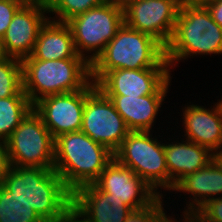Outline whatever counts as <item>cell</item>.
<instances>
[{
  "mask_svg": "<svg viewBox=\"0 0 222 222\" xmlns=\"http://www.w3.org/2000/svg\"><path fill=\"white\" fill-rule=\"evenodd\" d=\"M2 186L43 222L59 219L72 208L73 193L54 169L9 166Z\"/></svg>",
  "mask_w": 222,
  "mask_h": 222,
  "instance_id": "6da1fadb",
  "label": "cell"
},
{
  "mask_svg": "<svg viewBox=\"0 0 222 222\" xmlns=\"http://www.w3.org/2000/svg\"><path fill=\"white\" fill-rule=\"evenodd\" d=\"M113 158L114 154L106 146L81 130L55 138L54 170L72 193L93 184Z\"/></svg>",
  "mask_w": 222,
  "mask_h": 222,
  "instance_id": "7a4b0ae2",
  "label": "cell"
},
{
  "mask_svg": "<svg viewBox=\"0 0 222 222\" xmlns=\"http://www.w3.org/2000/svg\"><path fill=\"white\" fill-rule=\"evenodd\" d=\"M169 68L165 47L154 37L134 30L125 23L91 64L95 84L116 69Z\"/></svg>",
  "mask_w": 222,
  "mask_h": 222,
  "instance_id": "3957f363",
  "label": "cell"
},
{
  "mask_svg": "<svg viewBox=\"0 0 222 222\" xmlns=\"http://www.w3.org/2000/svg\"><path fill=\"white\" fill-rule=\"evenodd\" d=\"M23 91L32 104L43 97L84 89L91 82V64L84 58L22 60Z\"/></svg>",
  "mask_w": 222,
  "mask_h": 222,
  "instance_id": "277c9868",
  "label": "cell"
},
{
  "mask_svg": "<svg viewBox=\"0 0 222 222\" xmlns=\"http://www.w3.org/2000/svg\"><path fill=\"white\" fill-rule=\"evenodd\" d=\"M198 54H222V27L206 7L180 5L165 59L172 68L179 60Z\"/></svg>",
  "mask_w": 222,
  "mask_h": 222,
  "instance_id": "5b68a950",
  "label": "cell"
},
{
  "mask_svg": "<svg viewBox=\"0 0 222 222\" xmlns=\"http://www.w3.org/2000/svg\"><path fill=\"white\" fill-rule=\"evenodd\" d=\"M66 23L78 55L92 64L124 24V10L115 1H105Z\"/></svg>",
  "mask_w": 222,
  "mask_h": 222,
  "instance_id": "8992f818",
  "label": "cell"
},
{
  "mask_svg": "<svg viewBox=\"0 0 222 222\" xmlns=\"http://www.w3.org/2000/svg\"><path fill=\"white\" fill-rule=\"evenodd\" d=\"M113 154L118 163L132 169L156 192L158 188L168 190L164 143L152 138L150 131H130Z\"/></svg>",
  "mask_w": 222,
  "mask_h": 222,
  "instance_id": "52a82bcc",
  "label": "cell"
},
{
  "mask_svg": "<svg viewBox=\"0 0 222 222\" xmlns=\"http://www.w3.org/2000/svg\"><path fill=\"white\" fill-rule=\"evenodd\" d=\"M9 166L54 169L55 139L32 109L4 142Z\"/></svg>",
  "mask_w": 222,
  "mask_h": 222,
  "instance_id": "ba28073f",
  "label": "cell"
},
{
  "mask_svg": "<svg viewBox=\"0 0 222 222\" xmlns=\"http://www.w3.org/2000/svg\"><path fill=\"white\" fill-rule=\"evenodd\" d=\"M81 131L112 153L130 132L113 102L98 88L85 100Z\"/></svg>",
  "mask_w": 222,
  "mask_h": 222,
  "instance_id": "9c48e42d",
  "label": "cell"
},
{
  "mask_svg": "<svg viewBox=\"0 0 222 222\" xmlns=\"http://www.w3.org/2000/svg\"><path fill=\"white\" fill-rule=\"evenodd\" d=\"M96 88L91 81L84 89L46 96L35 102L33 109L54 139L64 133L80 131L85 100Z\"/></svg>",
  "mask_w": 222,
  "mask_h": 222,
  "instance_id": "30bf717a",
  "label": "cell"
},
{
  "mask_svg": "<svg viewBox=\"0 0 222 222\" xmlns=\"http://www.w3.org/2000/svg\"><path fill=\"white\" fill-rule=\"evenodd\" d=\"M179 7V0L138 1L124 9V23L166 47L175 29Z\"/></svg>",
  "mask_w": 222,
  "mask_h": 222,
  "instance_id": "8fae6325",
  "label": "cell"
},
{
  "mask_svg": "<svg viewBox=\"0 0 222 222\" xmlns=\"http://www.w3.org/2000/svg\"><path fill=\"white\" fill-rule=\"evenodd\" d=\"M94 184L102 191L121 199L132 210L150 205L159 195L132 169L118 163L114 158L101 172Z\"/></svg>",
  "mask_w": 222,
  "mask_h": 222,
  "instance_id": "7c38bea8",
  "label": "cell"
},
{
  "mask_svg": "<svg viewBox=\"0 0 222 222\" xmlns=\"http://www.w3.org/2000/svg\"><path fill=\"white\" fill-rule=\"evenodd\" d=\"M170 76V68L116 69L108 71L96 87L104 95L140 97L153 94Z\"/></svg>",
  "mask_w": 222,
  "mask_h": 222,
  "instance_id": "4fadbf2b",
  "label": "cell"
},
{
  "mask_svg": "<svg viewBox=\"0 0 222 222\" xmlns=\"http://www.w3.org/2000/svg\"><path fill=\"white\" fill-rule=\"evenodd\" d=\"M47 13V8L37 5H22L19 8L2 37L9 57L22 61L32 54L40 29L49 19L45 16Z\"/></svg>",
  "mask_w": 222,
  "mask_h": 222,
  "instance_id": "5bb4252c",
  "label": "cell"
},
{
  "mask_svg": "<svg viewBox=\"0 0 222 222\" xmlns=\"http://www.w3.org/2000/svg\"><path fill=\"white\" fill-rule=\"evenodd\" d=\"M72 207L86 222H125L132 209L94 183L73 193Z\"/></svg>",
  "mask_w": 222,
  "mask_h": 222,
  "instance_id": "9a60e30c",
  "label": "cell"
},
{
  "mask_svg": "<svg viewBox=\"0 0 222 222\" xmlns=\"http://www.w3.org/2000/svg\"><path fill=\"white\" fill-rule=\"evenodd\" d=\"M183 126L186 140L208 148L216 154L222 149V103L211 110L194 104L184 106Z\"/></svg>",
  "mask_w": 222,
  "mask_h": 222,
  "instance_id": "2e32d148",
  "label": "cell"
},
{
  "mask_svg": "<svg viewBox=\"0 0 222 222\" xmlns=\"http://www.w3.org/2000/svg\"><path fill=\"white\" fill-rule=\"evenodd\" d=\"M171 76L151 95L129 97L123 95H105L116 111L122 116L130 131H150L158 110L162 107L168 93Z\"/></svg>",
  "mask_w": 222,
  "mask_h": 222,
  "instance_id": "e0dca14e",
  "label": "cell"
},
{
  "mask_svg": "<svg viewBox=\"0 0 222 222\" xmlns=\"http://www.w3.org/2000/svg\"><path fill=\"white\" fill-rule=\"evenodd\" d=\"M171 191L191 193L183 214L196 213L209 200L222 197V165L213 158L205 167L182 178Z\"/></svg>",
  "mask_w": 222,
  "mask_h": 222,
  "instance_id": "ac0fdd59",
  "label": "cell"
},
{
  "mask_svg": "<svg viewBox=\"0 0 222 222\" xmlns=\"http://www.w3.org/2000/svg\"><path fill=\"white\" fill-rule=\"evenodd\" d=\"M166 164L168 168V190L185 176L205 167L215 154L208 148L189 140L164 143Z\"/></svg>",
  "mask_w": 222,
  "mask_h": 222,
  "instance_id": "d6986e66",
  "label": "cell"
},
{
  "mask_svg": "<svg viewBox=\"0 0 222 222\" xmlns=\"http://www.w3.org/2000/svg\"><path fill=\"white\" fill-rule=\"evenodd\" d=\"M65 58H82L77 53L71 29L66 22L48 19L40 29L32 54L25 59Z\"/></svg>",
  "mask_w": 222,
  "mask_h": 222,
  "instance_id": "ffe728a7",
  "label": "cell"
},
{
  "mask_svg": "<svg viewBox=\"0 0 222 222\" xmlns=\"http://www.w3.org/2000/svg\"><path fill=\"white\" fill-rule=\"evenodd\" d=\"M33 104L23 91L14 96L0 98V142H5L27 114Z\"/></svg>",
  "mask_w": 222,
  "mask_h": 222,
  "instance_id": "44dd1931",
  "label": "cell"
},
{
  "mask_svg": "<svg viewBox=\"0 0 222 222\" xmlns=\"http://www.w3.org/2000/svg\"><path fill=\"white\" fill-rule=\"evenodd\" d=\"M0 222H43L31 206L0 185Z\"/></svg>",
  "mask_w": 222,
  "mask_h": 222,
  "instance_id": "7402d4cb",
  "label": "cell"
},
{
  "mask_svg": "<svg viewBox=\"0 0 222 222\" xmlns=\"http://www.w3.org/2000/svg\"><path fill=\"white\" fill-rule=\"evenodd\" d=\"M22 88V61L9 57L0 63V98L14 96Z\"/></svg>",
  "mask_w": 222,
  "mask_h": 222,
  "instance_id": "603a6c76",
  "label": "cell"
},
{
  "mask_svg": "<svg viewBox=\"0 0 222 222\" xmlns=\"http://www.w3.org/2000/svg\"><path fill=\"white\" fill-rule=\"evenodd\" d=\"M106 0H51L47 8L48 13L55 14L49 17L54 21L67 22L71 18L101 5Z\"/></svg>",
  "mask_w": 222,
  "mask_h": 222,
  "instance_id": "cb8c5ba5",
  "label": "cell"
},
{
  "mask_svg": "<svg viewBox=\"0 0 222 222\" xmlns=\"http://www.w3.org/2000/svg\"><path fill=\"white\" fill-rule=\"evenodd\" d=\"M162 198L163 195H159L147 207L132 210L125 222H167L168 215L164 211Z\"/></svg>",
  "mask_w": 222,
  "mask_h": 222,
  "instance_id": "d4e9b609",
  "label": "cell"
},
{
  "mask_svg": "<svg viewBox=\"0 0 222 222\" xmlns=\"http://www.w3.org/2000/svg\"><path fill=\"white\" fill-rule=\"evenodd\" d=\"M196 214L204 222H222V197L209 200Z\"/></svg>",
  "mask_w": 222,
  "mask_h": 222,
  "instance_id": "484cf974",
  "label": "cell"
},
{
  "mask_svg": "<svg viewBox=\"0 0 222 222\" xmlns=\"http://www.w3.org/2000/svg\"><path fill=\"white\" fill-rule=\"evenodd\" d=\"M21 6L17 0H0V38L5 35L13 16Z\"/></svg>",
  "mask_w": 222,
  "mask_h": 222,
  "instance_id": "4316f807",
  "label": "cell"
},
{
  "mask_svg": "<svg viewBox=\"0 0 222 222\" xmlns=\"http://www.w3.org/2000/svg\"><path fill=\"white\" fill-rule=\"evenodd\" d=\"M212 19L222 27V0H216L215 2L206 6Z\"/></svg>",
  "mask_w": 222,
  "mask_h": 222,
  "instance_id": "83f0119b",
  "label": "cell"
},
{
  "mask_svg": "<svg viewBox=\"0 0 222 222\" xmlns=\"http://www.w3.org/2000/svg\"><path fill=\"white\" fill-rule=\"evenodd\" d=\"M7 154L5 150V145L3 142H0V185L4 179L5 173L8 169Z\"/></svg>",
  "mask_w": 222,
  "mask_h": 222,
  "instance_id": "f1b7e54d",
  "label": "cell"
},
{
  "mask_svg": "<svg viewBox=\"0 0 222 222\" xmlns=\"http://www.w3.org/2000/svg\"><path fill=\"white\" fill-rule=\"evenodd\" d=\"M52 222H86L72 207L63 217Z\"/></svg>",
  "mask_w": 222,
  "mask_h": 222,
  "instance_id": "f546056e",
  "label": "cell"
},
{
  "mask_svg": "<svg viewBox=\"0 0 222 222\" xmlns=\"http://www.w3.org/2000/svg\"><path fill=\"white\" fill-rule=\"evenodd\" d=\"M216 0H179L180 5L193 7H206Z\"/></svg>",
  "mask_w": 222,
  "mask_h": 222,
  "instance_id": "4dcf8cb0",
  "label": "cell"
},
{
  "mask_svg": "<svg viewBox=\"0 0 222 222\" xmlns=\"http://www.w3.org/2000/svg\"><path fill=\"white\" fill-rule=\"evenodd\" d=\"M183 216L184 222H204L196 213H184ZM167 222H177V220L169 216Z\"/></svg>",
  "mask_w": 222,
  "mask_h": 222,
  "instance_id": "1f68e13d",
  "label": "cell"
},
{
  "mask_svg": "<svg viewBox=\"0 0 222 222\" xmlns=\"http://www.w3.org/2000/svg\"><path fill=\"white\" fill-rule=\"evenodd\" d=\"M22 5H37L40 7L48 8L51 0H17Z\"/></svg>",
  "mask_w": 222,
  "mask_h": 222,
  "instance_id": "d6a6232c",
  "label": "cell"
},
{
  "mask_svg": "<svg viewBox=\"0 0 222 222\" xmlns=\"http://www.w3.org/2000/svg\"><path fill=\"white\" fill-rule=\"evenodd\" d=\"M8 58H9V56L5 51V47H4L2 38H0V63Z\"/></svg>",
  "mask_w": 222,
  "mask_h": 222,
  "instance_id": "836d02e7",
  "label": "cell"
},
{
  "mask_svg": "<svg viewBox=\"0 0 222 222\" xmlns=\"http://www.w3.org/2000/svg\"><path fill=\"white\" fill-rule=\"evenodd\" d=\"M144 0H116L115 2L124 10L129 4Z\"/></svg>",
  "mask_w": 222,
  "mask_h": 222,
  "instance_id": "e575fe53",
  "label": "cell"
},
{
  "mask_svg": "<svg viewBox=\"0 0 222 222\" xmlns=\"http://www.w3.org/2000/svg\"><path fill=\"white\" fill-rule=\"evenodd\" d=\"M215 158H216V159L220 162V164L222 165V149L215 154Z\"/></svg>",
  "mask_w": 222,
  "mask_h": 222,
  "instance_id": "d590c367",
  "label": "cell"
}]
</instances>
